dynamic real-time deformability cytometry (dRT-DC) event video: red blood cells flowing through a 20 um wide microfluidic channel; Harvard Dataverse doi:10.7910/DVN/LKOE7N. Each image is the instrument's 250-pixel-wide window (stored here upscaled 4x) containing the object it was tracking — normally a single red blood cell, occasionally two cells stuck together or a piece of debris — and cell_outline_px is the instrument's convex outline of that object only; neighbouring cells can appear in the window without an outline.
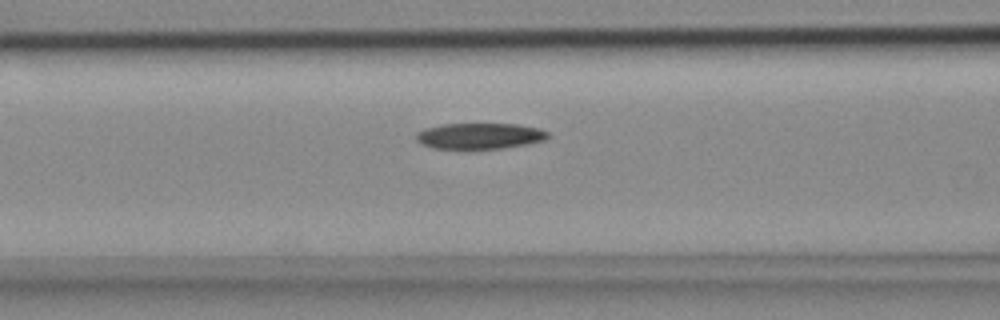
{"species": "common noctule bat (a hibernating species)", "species_latin": "Nyctalus noctula", "temperature_condition": "cold", "stored_images_in_passage": 6, "camera_frame_rate_fps": 3000, "um_per_image_px": 0.085, "animal": {"sex": "female", "body_mass_g": 18.4}, "frame": {"image": 1, "passage_image": 6, "time_ms": 1.667, "image_size_px": [1000, 320], "cell_outline_px": [[548, 136], [544, 140], [528, 144], [500, 148], [432, 148], [420, 144], [416, 140], [416, 132], [424, 128], [440, 124], [516, 124], [540, 128], [548, 132]], "centroid_in_image_um": [40.73, 11.54], "position_along_channel_um": 125.9, "area_um2": 19.88}}